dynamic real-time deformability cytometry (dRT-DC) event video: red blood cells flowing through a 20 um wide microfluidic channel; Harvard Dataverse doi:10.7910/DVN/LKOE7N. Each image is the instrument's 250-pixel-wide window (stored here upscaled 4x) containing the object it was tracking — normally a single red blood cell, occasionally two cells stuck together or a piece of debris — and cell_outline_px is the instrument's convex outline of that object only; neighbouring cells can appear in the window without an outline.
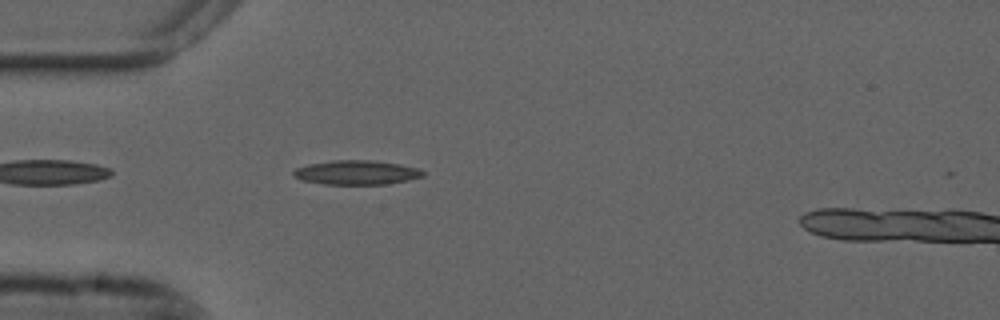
{"species": "common noctule bat (a hibernating species)", "species_latin": "Nyctalus noctula", "temperature_condition": "cold", "stored_images_in_passage": 41, "camera_frame_rate_fps": 3000, "um_per_image_px": 0.085, "animal": {"sex": "male", "forearm_length_mm": 52.5}, "frame": {"image": 1, "passage_image": 3, "time_ms": 0.667, "image_size_px": [1000, 320], "cell_outline_px": [[424, 176], [408, 180], [388, 184], [324, 184], [300, 180], [292, 172], [296, 168], [308, 164], [332, 160], [372, 160], [400, 164], [420, 168], [424, 172]], "centroid_in_image_um": [30.33, 14.66], "position_along_channel_um": 54.7, "area_um2": 18.38}}
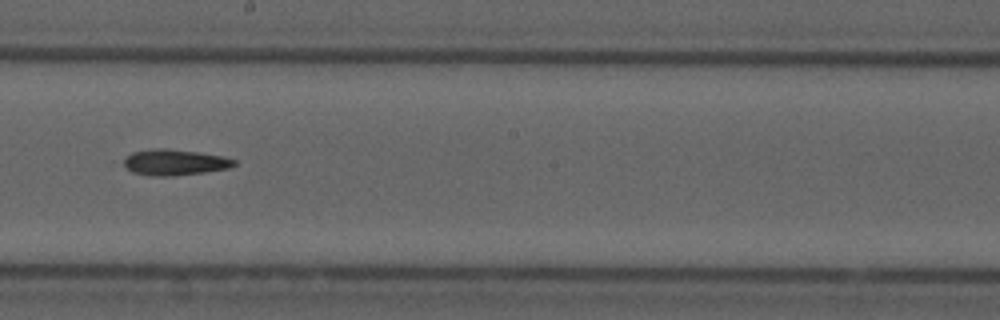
{"frame": {"image": 2, "passage_image": 18, "time_ms": 5.667, "image_size_px": [1000, 320], "cell_outline_px": [[236, 164], [228, 168], [204, 172], [172, 176], [148, 176], [132, 172], [124, 168], [124, 160], [132, 152], [152, 148], [164, 148], [196, 152], [220, 156], [236, 160]], "centroid_in_image_um": [14.79, 13.8], "position_along_channel_um": 233.4, "area_um2": 16.59}}
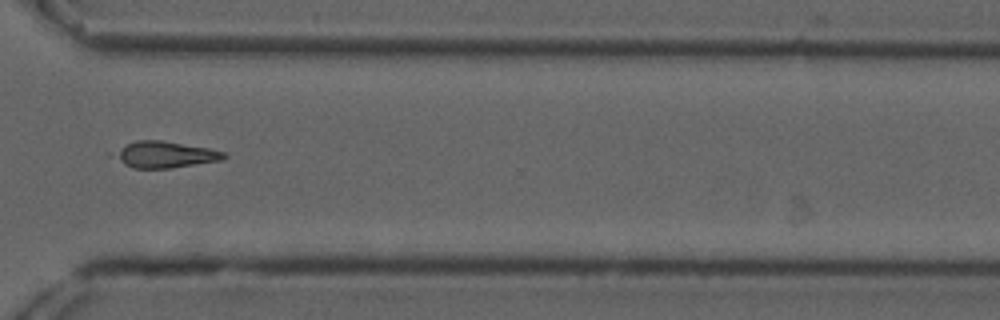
{"frame": {"image": 3, "passage_image": 28, "time_ms": 9.0, "image_size_px": [1000, 320], "cell_outline_px": [[228, 156], [224, 160], [168, 168], [132, 168], [108, 156], [108, 152], [136, 140], [160, 140], [208, 148], [224, 152]], "centroid_in_image_um": [13.91, 13.14], "position_along_channel_um": 356.7, "area_um2": 17.17}}